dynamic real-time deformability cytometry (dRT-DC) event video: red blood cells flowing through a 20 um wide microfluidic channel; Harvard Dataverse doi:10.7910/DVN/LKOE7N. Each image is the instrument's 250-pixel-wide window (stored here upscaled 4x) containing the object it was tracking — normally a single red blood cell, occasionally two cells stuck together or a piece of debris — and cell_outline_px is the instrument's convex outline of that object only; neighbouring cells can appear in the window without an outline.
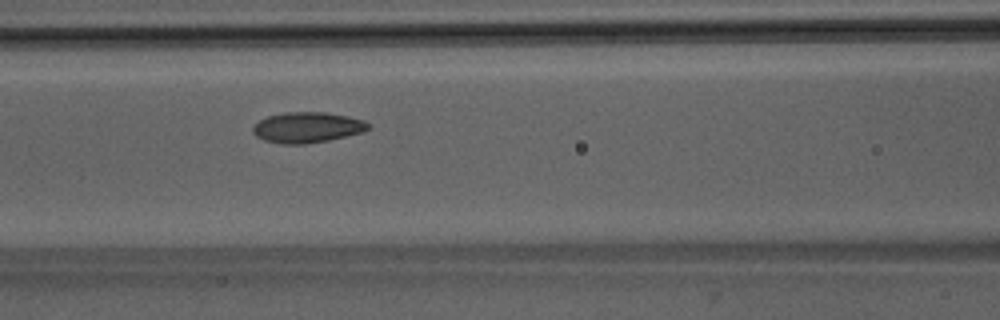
{"species": "Egyptian fruit bat (a non-hibernating species)", "species_latin": "Rousettus aegyptiacus", "temperature_condition": "room temperature", "stored_images_in_passage": 47, "camera_frame_rate_fps": 3000, "um_per_image_px": 0.085, "animal": {"sex": "male"}, "frame": {"image": 1, "passage_image": 18, "time_ms": 5.667, "image_size_px": [1000, 320], "cell_outline_px": [[368, 128], [364, 132], [328, 140], [304, 144], [284, 144], [264, 140], [256, 136], [252, 132], [252, 124], [268, 116], [284, 112], [324, 112], [348, 116], [364, 120], [368, 124]], "centroid_in_image_um": [26.08, 10.82], "position_along_channel_um": 140.5, "area_um2": 20.58}}
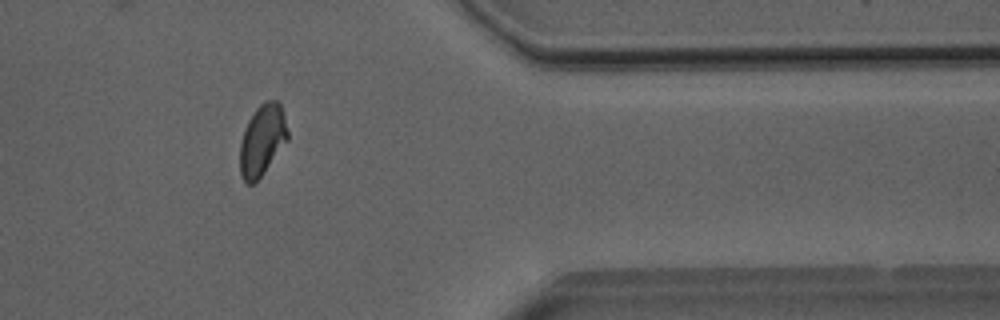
{"frame": {"image": 2, "passage_image": 38, "time_ms": 12.333, "image_size_px": [1000, 320], "cell_outline_px": [[288, 140], [264, 172], [252, 184], [248, 184], [240, 176], [240, 144], [244, 128], [248, 120], [256, 108], [264, 100], [276, 100], [280, 104], [288, 132]], "centroid_in_image_um": [22.28, 11.9], "position_along_channel_um": 389.1, "area_um2": 19.65}}
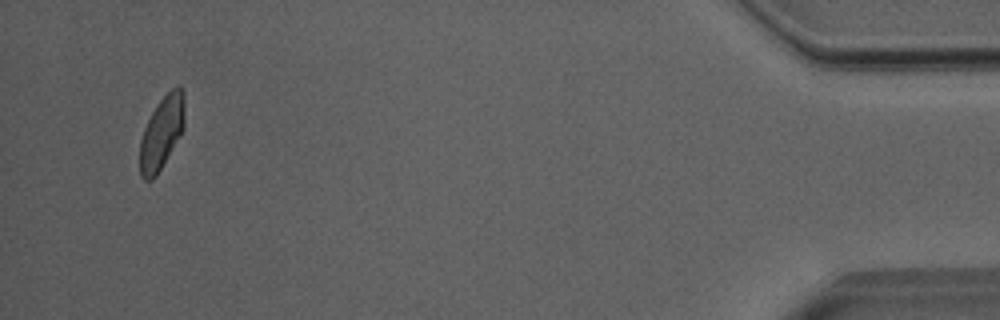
{"frame": {"image": 3, "passage_image": 45, "time_ms": 14.667, "image_size_px": [1000, 320], "cell_outline_px": [[184, 128], [180, 136], [156, 176], [152, 180], [144, 180], [140, 176], [140, 140], [144, 128], [152, 112], [160, 100], [176, 84], [180, 84], [184, 92]], "centroid_in_image_um": [13.75, 11.26], "position_along_channel_um": 421.4, "area_um2": 19.02}, "authors_computed_cell_mechanics": {"area_um2": 19.8254, "velocity_mm_per_s": 3.9994, "shape_relaxation_time_tau1_ms": 5.0759, "shape_relaxation_time_tau2_ms": 2.1384, "deformation_change_tau1": 0.1182, "deformation_change_tau2": 0.0629}}